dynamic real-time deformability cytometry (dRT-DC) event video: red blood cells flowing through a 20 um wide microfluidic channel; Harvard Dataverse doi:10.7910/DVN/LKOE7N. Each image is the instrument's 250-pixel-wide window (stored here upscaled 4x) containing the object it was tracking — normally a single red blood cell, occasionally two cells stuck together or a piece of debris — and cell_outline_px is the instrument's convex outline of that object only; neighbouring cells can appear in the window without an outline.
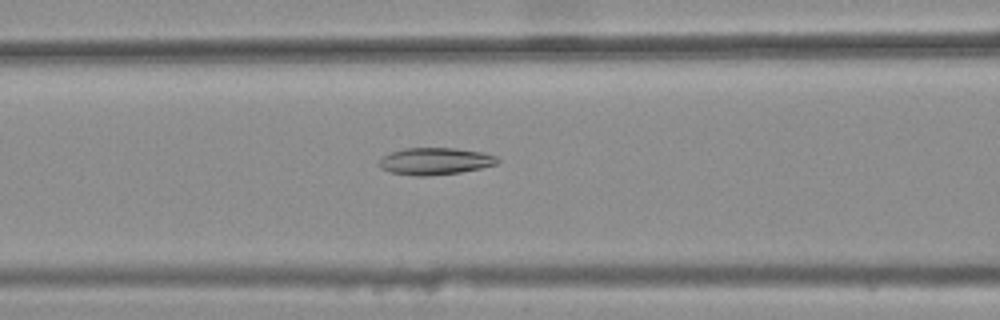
{"species": "common noctule bat (a hibernating species)", "species_latin": "Nyctalus noctula", "temperature_condition": "warm", "stored_images_in_passage": 33, "camera_frame_rate_fps": 3000, "um_per_image_px": 0.085, "animal": {"sex": "female", "body_mass_g": 25.1}, "frame": {"image": 1, "passage_image": 8, "time_ms": 2.333, "image_size_px": [1000, 320], "cell_outline_px": [[500, 160], [496, 164], [480, 168], [460, 172], [428, 176], [416, 176], [388, 172], [380, 168], [380, 160], [384, 156], [392, 152], [404, 148], [456, 148], [484, 152], [496, 156]], "centroid_in_image_um": [37.0, 13.7], "position_along_channel_um": 129.6, "area_um2": 18.61}}
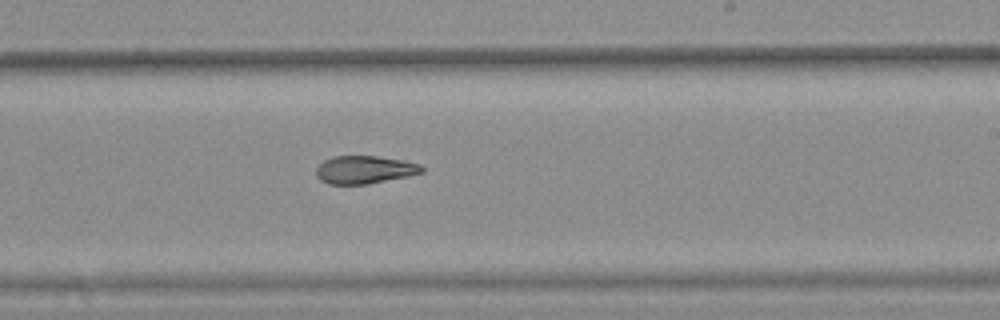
{"frame": {"image": 2, "passage_image": 18, "time_ms": 5.667, "image_size_px": [1000, 320], "cell_outline_px": [[424, 172], [408, 176], [368, 184], [328, 184], [320, 180], [316, 176], [316, 168], [324, 160], [332, 156], [376, 156], [404, 160], [420, 164], [424, 168]], "centroid_in_image_um": [30.99, 14.42], "position_along_channel_um": 258.0, "area_um2": 17.28}}
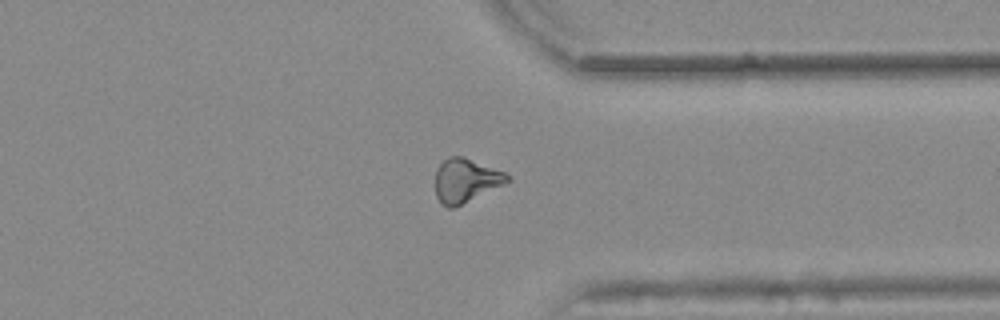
{"frame": {"image": 3, "passage_image": 27, "time_ms": 8.667, "image_size_px": [1000, 320], "cell_outline_px": [[512, 180], [456, 208], [448, 208], [440, 204], [436, 196], [436, 168], [444, 160], [452, 156], [464, 156], [504, 172]], "centroid_in_image_um": [39.57, 15.36], "position_along_channel_um": 371.8, "area_um2": 18.5}, "authors_computed_cell_mechanics": {"area_um2": 18.0914, "velocity_mm_per_s": 3.8601, "shape_relaxation_time_tau1_ms": null, "shape_relaxation_time_tau2_ms": 5.4259, "deformation_change_tau1": null, "deformation_change_tau2": 0.1178}}